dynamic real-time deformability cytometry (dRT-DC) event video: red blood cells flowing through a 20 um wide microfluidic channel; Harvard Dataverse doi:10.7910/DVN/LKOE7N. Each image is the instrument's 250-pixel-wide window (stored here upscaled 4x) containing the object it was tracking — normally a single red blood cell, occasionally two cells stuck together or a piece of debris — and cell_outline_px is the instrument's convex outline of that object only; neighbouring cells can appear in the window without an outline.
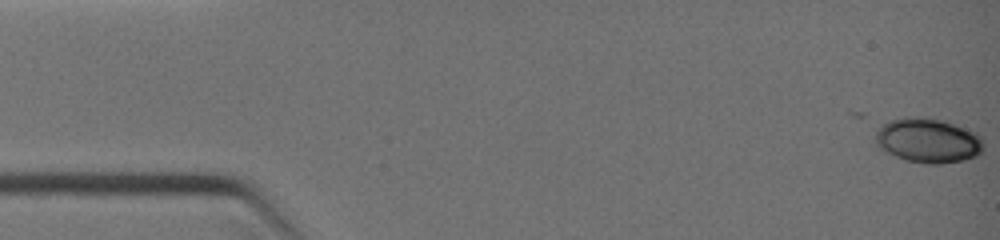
{"species": "common noctule bat (a hibernating species)", "species_latin": "Nyctalus noctula", "temperature_condition": "warm", "stored_images_in_passage": 38, "camera_frame_rate_fps": 3000, "um_per_image_px": 0.085, "animal": {"sex": "female", "body_mass_g": 19.0, "forearm_length_mm": 51.5}, "frame": {"image": 1, "passage_image": 1, "time_ms": 0.0, "image_size_px": [1000, 240], "cell_outline_px": [[984, 148], [976, 156], [964, 160], [940, 164], [924, 164], [904, 160], [880, 148], [876, 144], [876, 132], [880, 124], [888, 120], [904, 116], [924, 116], [944, 120], [976, 132], [980, 136]], "centroid_in_image_um": [78.86, 11.92], "position_along_channel_um": 6.1, "area_um2": 28.55}}
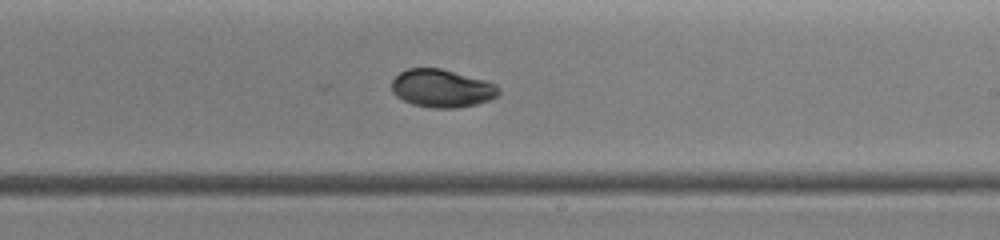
{"frame": {"image": 2, "passage_image": 23, "time_ms": 7.333, "image_size_px": [1000, 240], "cell_outline_px": [[500, 96], [476, 104], [456, 108], [432, 108], [412, 104], [396, 96], [392, 92], [392, 80], [400, 72], [408, 68], [440, 68], [484, 80], [496, 84], [500, 88]], "centroid_in_image_um": [37.57, 7.51], "position_along_channel_um": 251.4, "area_um2": 23.7}}
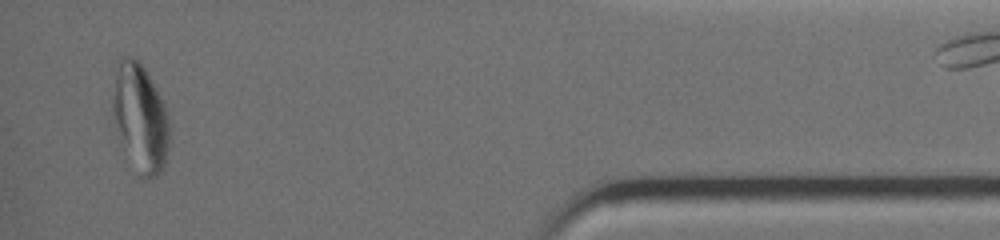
{"frame": {"image": 3, "passage_image": 36, "time_ms": 11.667, "image_size_px": [1000, 240], "cell_outline_px": [[168, 152], [164, 164], [160, 172], [156, 176], [148, 180], [144, 180], [140, 176], [124, 148], [120, 140], [112, 112], [112, 100], [116, 60], [120, 56], [132, 56], [140, 60], [152, 80], [164, 104], [168, 116]], "centroid_in_image_um": [11.9, 9.95], "position_along_channel_um": 423.3, "area_um2": 35.84}}